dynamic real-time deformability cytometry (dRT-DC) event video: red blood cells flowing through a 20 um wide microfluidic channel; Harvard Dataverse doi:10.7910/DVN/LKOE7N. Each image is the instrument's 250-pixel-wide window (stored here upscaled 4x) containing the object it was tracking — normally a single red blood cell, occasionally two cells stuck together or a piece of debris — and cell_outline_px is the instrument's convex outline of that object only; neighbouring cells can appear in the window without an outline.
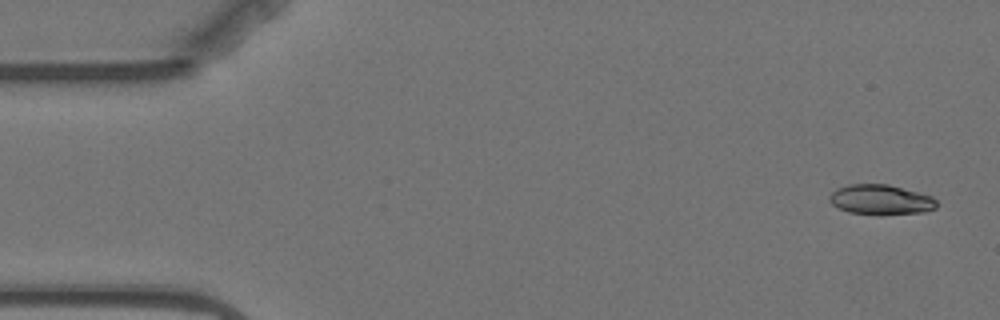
{"species": "Egyptian fruit bat (a non-hibernating species)", "species_latin": "Rousettus aegyptiacus", "temperature_condition": "warm", "stored_images_in_passage": 9, "camera_frame_rate_fps": 3000, "um_per_image_px": 0.085, "animal": {"sex": "female"}, "frame": {"image": 1, "passage_image": 1, "time_ms": 0.0, "image_size_px": [1000, 320], "cell_outline_px": [[936, 208], [924, 212], [880, 216], [848, 212], [832, 204], [828, 200], [828, 196], [836, 188], [848, 184], [888, 184], [932, 196], [936, 200]], "centroid_in_image_um": [74.84, 16.99], "position_along_channel_um": 10.2, "area_um2": 19.07}}
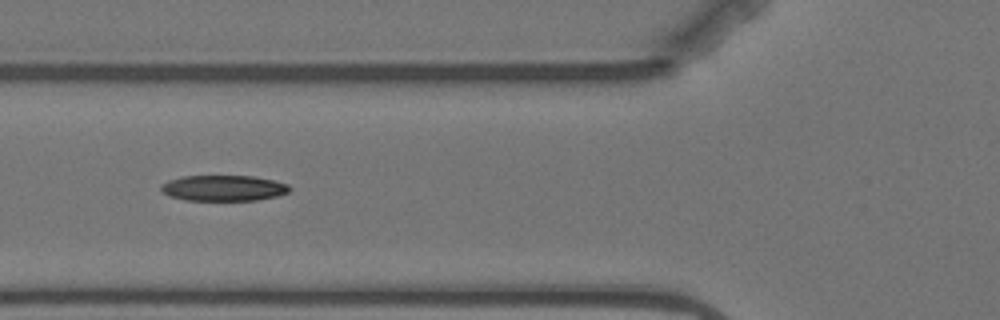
{"frame": {"image": 2, "passage_image": 6, "time_ms": 6.0, "image_size_px": [1000, 320], "cell_outline_px": [[292, 188], [288, 192], [276, 196], [256, 200], [184, 200], [168, 196], [160, 188], [160, 184], [168, 180], [180, 176], [252, 176], [272, 180], [288, 184]], "centroid_in_image_um": [18.96, 15.98], "position_along_channel_um": 106.8, "area_um2": 19.31}}
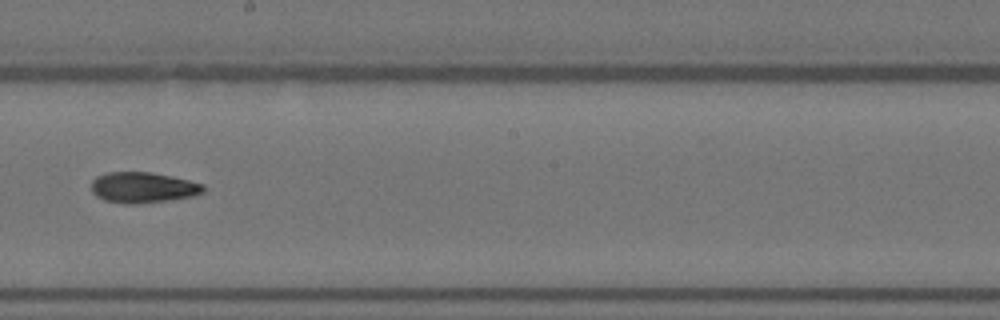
{"frame": {"image": 3, "passage_image": 9, "time_ms": 9.667, "image_size_px": [1000, 320], "cell_outline_px": [[204, 192], [192, 196], [172, 200], [136, 204], [128, 204], [104, 200], [96, 196], [92, 192], [92, 180], [96, 176], [108, 172], [152, 172], [172, 176], [204, 184]], "centroid_in_image_um": [12.15, 15.94], "position_along_channel_um": 236.0, "area_um2": 20.17}}